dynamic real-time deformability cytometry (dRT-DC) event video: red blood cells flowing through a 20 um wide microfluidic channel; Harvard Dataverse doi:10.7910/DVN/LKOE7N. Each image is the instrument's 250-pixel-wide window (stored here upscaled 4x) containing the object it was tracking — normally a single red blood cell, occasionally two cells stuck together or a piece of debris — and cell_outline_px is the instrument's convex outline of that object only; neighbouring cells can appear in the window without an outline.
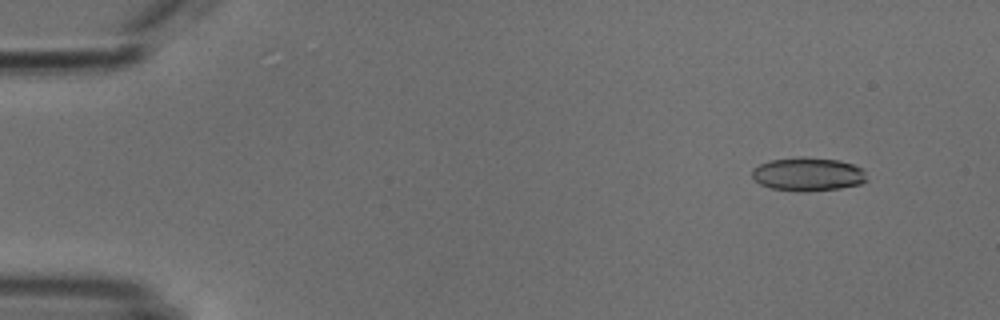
{"species": "common noctule bat (a hibernating species)", "species_latin": "Nyctalus noctula", "temperature_condition": "cold", "stored_images_in_passage": 48, "camera_frame_rate_fps": 3000, "um_per_image_px": 0.085, "animal": {"sex": "male", "body_mass_g": 18.8}, "frame": {"image": 1, "passage_image": 5, "time_ms": 1.333, "image_size_px": [1000, 320], "cell_outline_px": [[868, 180], [860, 184], [840, 188], [808, 192], [796, 192], [772, 188], [760, 184], [752, 176], [752, 168], [760, 164], [772, 160], [800, 156], [808, 156], [840, 160], [864, 168]], "centroid_in_image_um": [68.71, 14.8], "position_along_channel_um": 16.3, "area_um2": 22.83}}
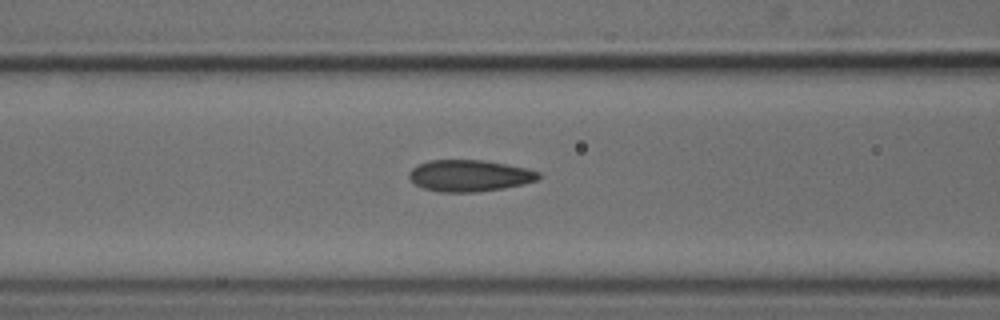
{"frame": {"image": 2, "passage_image": 22, "time_ms": 7.0, "image_size_px": [1000, 320], "cell_outline_px": [[540, 176], [536, 180], [524, 184], [504, 188], [476, 192], [440, 192], [424, 188], [416, 184], [408, 176], [408, 172], [416, 164], [428, 160], [484, 160], [528, 168], [540, 172]], "centroid_in_image_um": [39.9, 14.92], "position_along_channel_um": 126.7, "area_um2": 23.93}}
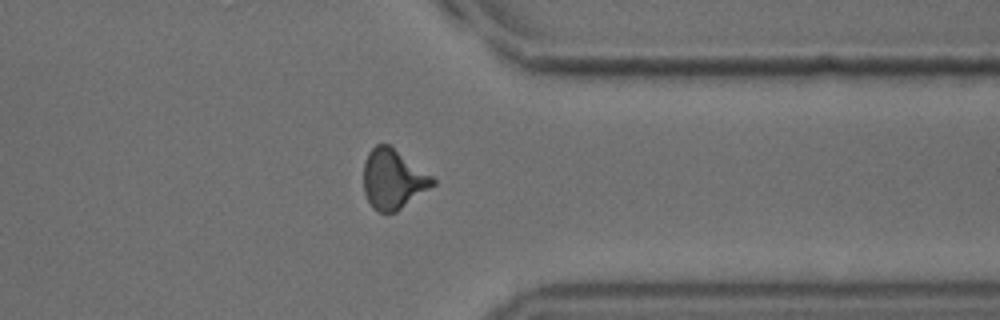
{"frame": {"image": 3, "passage_image": 42, "time_ms": 13.667, "image_size_px": [1000, 320], "cell_outline_px": [[436, 184], [396, 212], [380, 212], [372, 208], [364, 192], [364, 164], [368, 152], [376, 144], [388, 144], [432, 176], [436, 180]], "centroid_in_image_um": [33.4, 15.24], "position_along_channel_um": 378.0, "area_um2": 23.81}}